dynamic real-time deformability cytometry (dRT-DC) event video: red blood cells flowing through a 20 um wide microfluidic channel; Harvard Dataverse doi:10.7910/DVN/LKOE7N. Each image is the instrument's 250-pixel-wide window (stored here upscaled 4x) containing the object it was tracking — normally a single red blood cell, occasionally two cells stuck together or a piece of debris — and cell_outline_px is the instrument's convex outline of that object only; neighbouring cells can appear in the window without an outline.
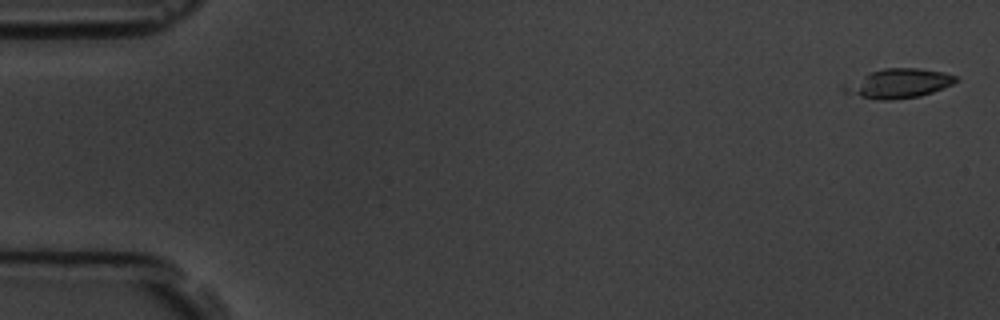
{"species": "common noctule bat (a hibernating species)", "species_latin": "Nyctalus noctula", "temperature_condition": "room temperature", "stored_images_in_passage": 7, "segment_of_instrument_passage": [1, 2], "camera_frame_rate_fps": 3000, "um_per_image_px": 0.085, "animal": {"sex": "male", "body_mass_g": 19.5, "forearm_length_mm": 54.6}, "frame": {"image": 1, "passage_image": 2, "time_ms": 1.0, "image_size_px": [1000, 320], "cell_outline_px": [[960, 80], [952, 84], [932, 92], [920, 96], [892, 100], [876, 100], [844, 92], [840, 88], [840, 84], [872, 72], [884, 68], [920, 68], [944, 72], [956, 76]], "centroid_in_image_um": [76.35, 7.09], "position_along_channel_um": 8.7, "area_um2": 19.19}}
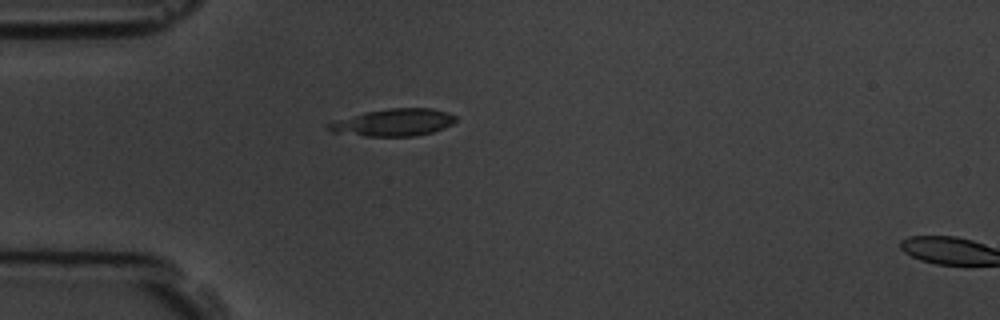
{"frame": {"image": 2, "passage_image": 6, "time_ms": 5.667, "image_size_px": [1000, 320], "cell_outline_px": [[456, 120], [452, 124], [444, 128], [432, 132], [416, 136], [364, 136], [328, 132], [324, 128], [324, 124], [364, 112], [388, 108], [432, 108], [456, 116]], "centroid_in_image_um": [33.38, 10.42], "position_along_channel_um": 51.6, "area_um2": 20.35}}